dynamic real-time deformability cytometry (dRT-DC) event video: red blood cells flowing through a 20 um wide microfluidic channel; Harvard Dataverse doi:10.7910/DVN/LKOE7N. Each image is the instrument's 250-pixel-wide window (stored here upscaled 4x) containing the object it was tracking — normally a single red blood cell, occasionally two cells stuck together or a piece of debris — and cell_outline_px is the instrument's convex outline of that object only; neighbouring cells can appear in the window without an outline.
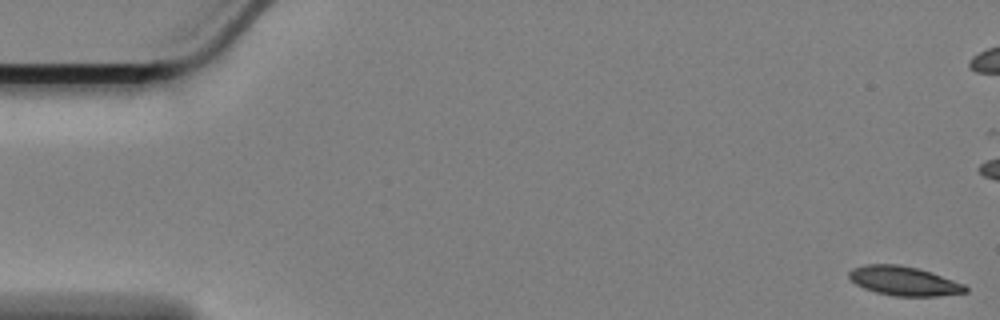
{"species": "Egyptian fruit bat (a non-hibernating species)", "species_latin": "Rousettus aegyptiacus", "temperature_condition": "cold", "stored_images_in_passage": 43, "camera_frame_rate_fps": 3000, "um_per_image_px": 0.085, "animal": {"sex": "female"}, "frame": {"image": 1, "passage_image": 1, "time_ms": 0.0, "image_size_px": [1000, 320], "cell_outline_px": [[968, 292], [940, 296], [896, 296], [876, 292], [864, 288], [856, 284], [848, 276], [848, 272], [852, 268], [864, 264], [900, 264], [920, 268], [932, 272], [964, 284], [968, 288]], "centroid_in_image_um": [76.84, 23.87], "position_along_channel_um": 8.2, "area_um2": 20.0}}
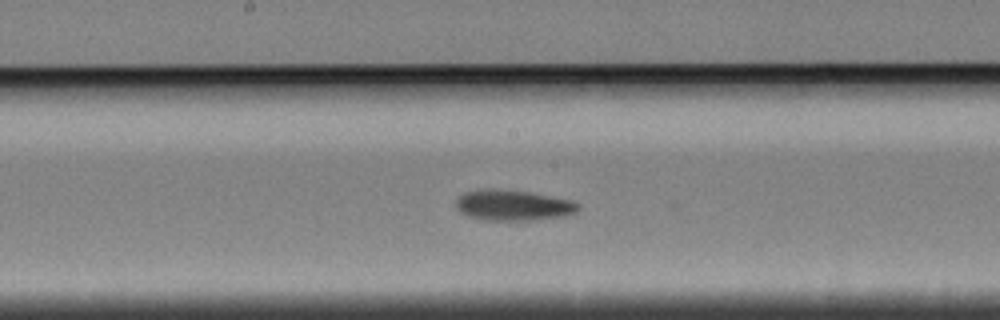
{"frame": {"image": 2, "passage_image": 30, "time_ms": 9.667, "image_size_px": [1000, 320], "cell_outline_px": [[580, 208], [576, 212], [568, 216], [532, 220], [488, 220], [468, 216], [460, 212], [456, 208], [456, 200], [464, 192], [492, 188], [528, 192], [572, 200], [580, 204]], "centroid_in_image_um": [43.65, 17.45], "position_along_channel_um": 204.6, "area_um2": 21.85}}
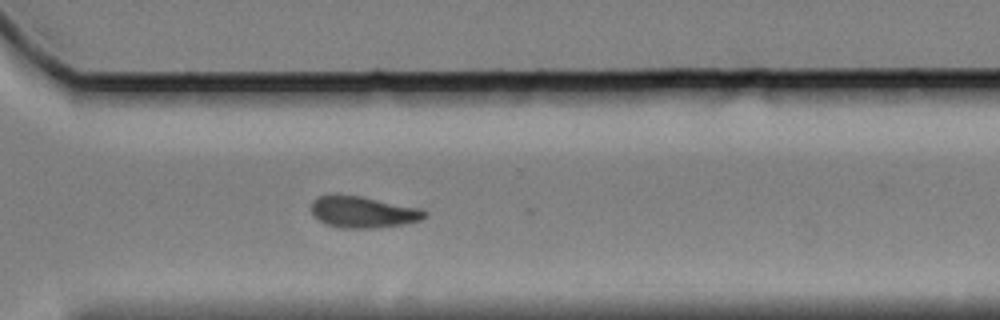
{"frame": {"image": 3, "passage_image": 42, "time_ms": 13.667, "image_size_px": [1000, 320], "cell_outline_px": [[428, 216], [420, 220], [404, 224], [376, 228], [340, 228], [324, 224], [316, 220], [312, 216], [312, 204], [320, 196], [360, 196], [420, 208], [428, 212]], "centroid_in_image_um": [30.89, 18.06], "position_along_channel_um": 339.7, "area_um2": 20.63}}